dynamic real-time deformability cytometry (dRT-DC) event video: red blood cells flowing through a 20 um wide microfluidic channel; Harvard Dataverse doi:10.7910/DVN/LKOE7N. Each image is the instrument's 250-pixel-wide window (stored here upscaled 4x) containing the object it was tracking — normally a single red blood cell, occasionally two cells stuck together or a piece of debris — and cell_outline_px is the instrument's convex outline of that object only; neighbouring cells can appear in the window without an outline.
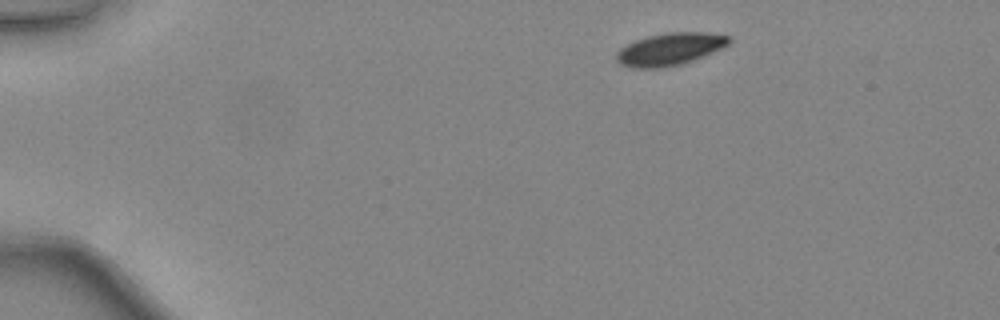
{"species": "common noctule bat (a hibernating species)", "species_latin": "Nyctalus noctula", "temperature_condition": "warm", "stored_images_in_passage": 30, "camera_frame_rate_fps": 3000, "um_per_image_px": 0.085, "animal": {"sex": "female", "body_mass_g": 24.6, "forearm_length_mm": 56.2}, "frame": {"image": 1, "passage_image": 1, "time_ms": 0.0, "image_size_px": [1000, 320], "cell_outline_px": [[732, 40], [728, 44], [712, 52], [692, 60], [680, 64], [664, 68], [632, 68], [620, 64], [616, 60], [616, 52], [620, 48], [636, 40], [648, 36], [664, 32], [704, 32], [728, 36]], "centroid_in_image_um": [56.89, 4.18], "position_along_channel_um": 28.1, "area_um2": 21.1}}
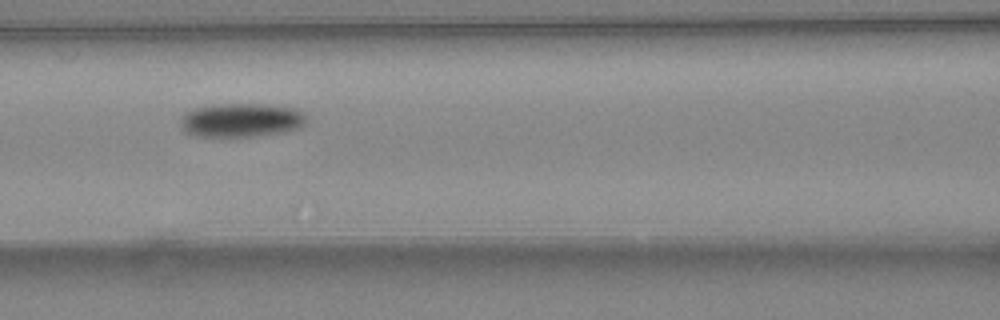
{"frame": {"image": 2, "passage_image": 15, "time_ms": 4.667, "image_size_px": [1000, 320], "cell_outline_px": [[308, 120], [300, 128], [284, 132], [252, 136], [196, 136], [188, 132], [180, 124], [184, 116], [192, 108], [220, 104], [268, 104], [296, 108], [304, 112]], "centroid_in_image_um": [20.6, 10.2], "position_along_channel_um": 146.0, "area_um2": 24.74}}
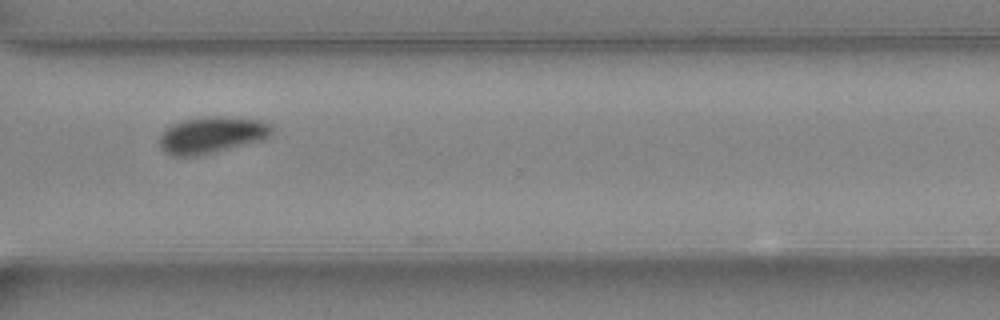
{"frame": {"image": 3, "passage_image": 29, "time_ms": 9.333, "image_size_px": [1000, 320], "cell_outline_px": [[272, 136], [268, 140], [196, 156], [172, 156], [164, 152], [160, 148], [160, 136], [164, 128], [180, 120], [264, 120], [272, 128]], "centroid_in_image_um": [17.99, 11.56], "position_along_channel_um": 352.6, "area_um2": 23.12}}